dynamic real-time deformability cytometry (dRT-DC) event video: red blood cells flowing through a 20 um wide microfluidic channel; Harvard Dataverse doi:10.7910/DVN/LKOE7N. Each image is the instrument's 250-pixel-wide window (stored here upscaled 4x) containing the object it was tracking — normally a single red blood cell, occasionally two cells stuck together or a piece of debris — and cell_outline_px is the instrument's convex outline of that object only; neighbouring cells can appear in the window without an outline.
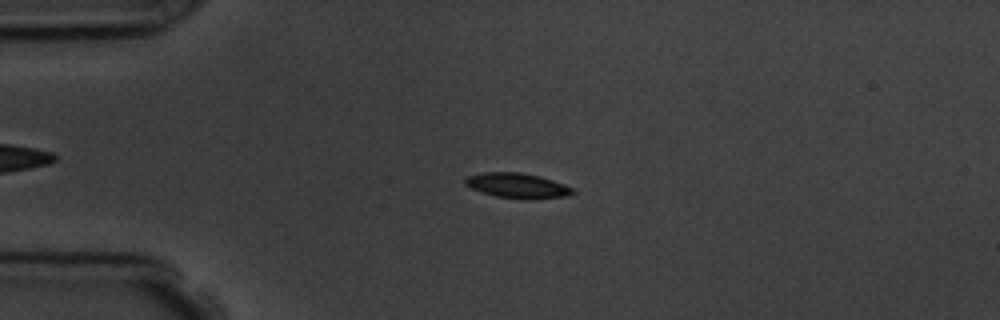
{"species": "common noctule bat (a hibernating species)", "species_latin": "Nyctalus noctula", "temperature_condition": "room temperature", "stored_images_in_passage": 6, "camera_frame_rate_fps": 3000, "um_per_image_px": 0.085, "animal": {"sex": "male", "body_mass_g": 19.5, "forearm_length_mm": 54.6}, "frame": {"image": 1, "passage_image": 3, "time_ms": 3.0, "image_size_px": [1000, 320], "cell_outline_px": [[576, 192], [568, 196], [532, 200], [524, 200], [496, 196], [472, 188], [464, 184], [464, 180], [468, 176], [480, 172], [520, 172], [540, 176], [564, 184], [572, 188]], "centroid_in_image_um": [44.0, 15.78], "position_along_channel_um": 41.0, "area_um2": 15.84}}